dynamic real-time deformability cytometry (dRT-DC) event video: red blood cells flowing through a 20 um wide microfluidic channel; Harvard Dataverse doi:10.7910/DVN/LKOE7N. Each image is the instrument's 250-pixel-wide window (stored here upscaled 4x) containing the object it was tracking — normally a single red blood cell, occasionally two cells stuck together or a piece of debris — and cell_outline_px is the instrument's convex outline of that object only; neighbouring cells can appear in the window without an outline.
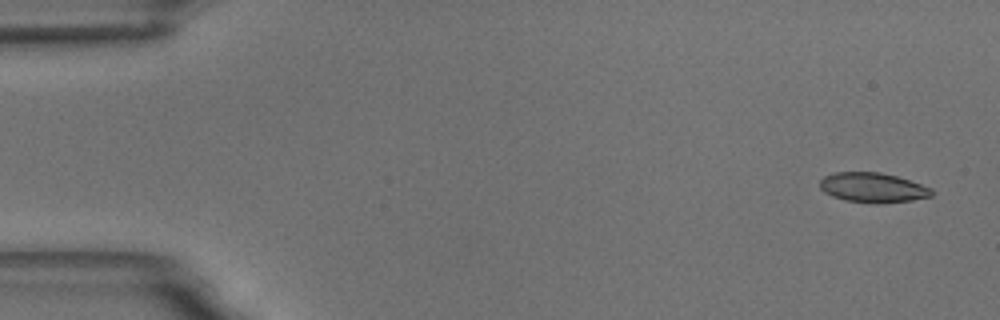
{"species": "common noctule bat (a hibernating species)", "species_latin": "Nyctalus noctula", "temperature_condition": "room temperature", "stored_images_in_passage": 6, "segment_of_instrument_passage": [1, 2], "camera_frame_rate_fps": 3000, "um_per_image_px": 0.085, "animal": {"sex": "male", "body_mass_g": 18.8}, "frame": {"image": 1, "passage_image": 1, "time_ms": 0.0, "image_size_px": [1000, 320], "cell_outline_px": [[932, 196], [912, 200], [880, 204], [872, 204], [844, 200], [832, 196], [824, 192], [820, 188], [820, 180], [824, 176], [836, 172], [880, 172], [896, 176], [932, 188]], "centroid_in_image_um": [74.17, 15.96], "position_along_channel_um": 10.8, "area_um2": 19.48}}